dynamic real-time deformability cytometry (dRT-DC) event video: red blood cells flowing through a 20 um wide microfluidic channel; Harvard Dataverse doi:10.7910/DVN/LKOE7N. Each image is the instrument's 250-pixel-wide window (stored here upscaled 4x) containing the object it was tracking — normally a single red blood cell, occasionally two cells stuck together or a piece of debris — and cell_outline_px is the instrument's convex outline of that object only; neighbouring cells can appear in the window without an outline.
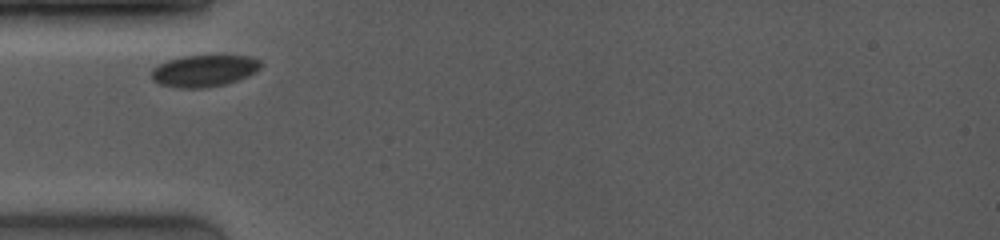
{"species": "common noctule bat (a hibernating species)", "species_latin": "Nyctalus noctula", "temperature_condition": "room temperature", "stored_images_in_passage": 42, "camera_frame_rate_fps": 4000, "um_per_image_px": 0.085, "animal": {"sex": "female", "body_mass_g": 19.0, "forearm_length_mm": 53.3}, "frame": {"image": 1, "passage_image": 1, "time_ms": 0.0, "image_size_px": [1000, 240], "cell_outline_px": [[260, 68], [256, 72], [248, 76], [224, 84], [204, 88], [176, 88], [160, 84], [152, 80], [152, 68], [168, 60], [180, 56], [248, 56], [260, 60]], "centroid_in_image_um": [17.32, 6.02], "position_along_channel_um": 67.7, "area_um2": 20.11}}
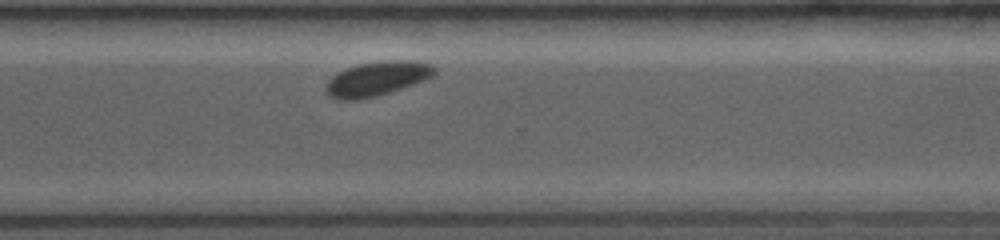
{"frame": {"image": 2, "passage_image": 42, "time_ms": 7.0, "image_size_px": [1000, 240], "cell_outline_px": [[436, 72], [432, 76], [424, 80], [376, 96], [356, 100], [336, 100], [328, 96], [324, 92], [324, 88], [328, 80], [332, 76], [348, 68], [360, 64], [388, 60], [412, 60], [432, 64], [436, 68]], "centroid_in_image_um": [32.01, 6.69], "position_along_channel_um": 338.6, "area_um2": 21.62}}